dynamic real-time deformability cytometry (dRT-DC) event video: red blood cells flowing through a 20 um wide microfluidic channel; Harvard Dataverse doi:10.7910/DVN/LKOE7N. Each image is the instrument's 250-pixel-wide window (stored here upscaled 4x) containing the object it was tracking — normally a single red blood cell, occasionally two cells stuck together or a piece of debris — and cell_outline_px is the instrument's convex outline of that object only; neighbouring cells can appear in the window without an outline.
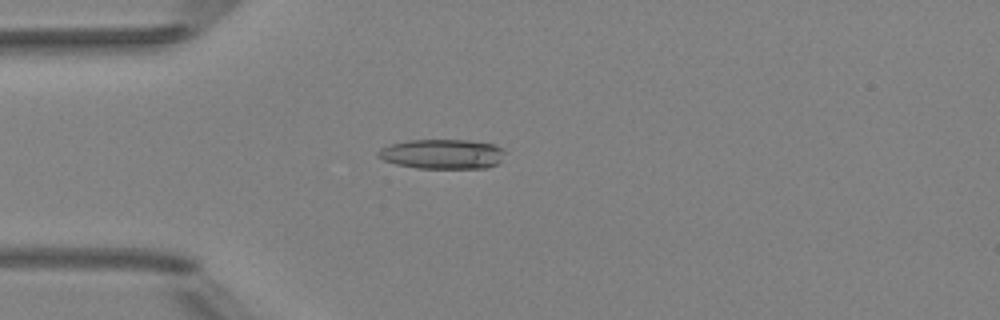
{"species": "Egyptian fruit bat (a non-hibernating species)", "species_latin": "Rousettus aegyptiacus", "temperature_condition": "room temperature", "stored_images_in_passage": 4, "camera_frame_rate_fps": 3000, "um_per_image_px": 0.085, "animal": {"sex": "female"}, "frame": {"image": 1, "passage_image": 4, "time_ms": 3.333, "image_size_px": [1000, 320], "cell_outline_px": [[504, 152], [500, 160], [496, 164], [488, 168], [416, 168], [396, 164], [384, 160], [376, 156], [376, 152], [380, 148], [392, 144], [408, 140], [468, 140], [492, 144], [504, 148]], "centroid_in_image_um": [37.57, 13.09], "position_along_channel_um": 47.4, "area_um2": 21.96}}